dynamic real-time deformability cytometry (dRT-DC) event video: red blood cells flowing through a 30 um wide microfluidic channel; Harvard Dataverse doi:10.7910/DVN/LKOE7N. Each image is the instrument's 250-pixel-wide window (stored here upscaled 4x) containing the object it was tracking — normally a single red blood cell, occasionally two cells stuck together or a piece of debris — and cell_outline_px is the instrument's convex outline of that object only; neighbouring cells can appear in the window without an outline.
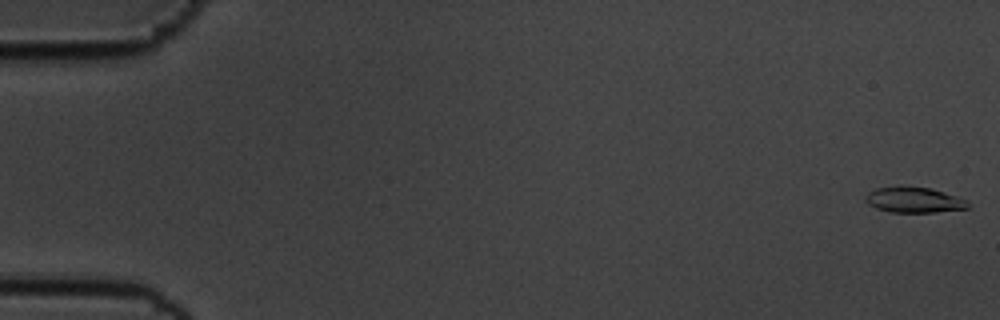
{"species": "common noctule bat (a hibernating species)", "species_latin": "Nyctalus noctula", "temperature_condition": "cold", "stored_images_in_passage": 57, "camera_frame_rate_fps": 3000, "um_per_image_px": 0.085, "animal": {"sex": "male", "body_mass_g": 19.5, "forearm_length_mm": 54.6}, "frame": {"image": 1, "passage_image": 1, "time_ms": 0.0, "image_size_px": [1000, 320], "cell_outline_px": [[968, 208], [936, 212], [892, 212], [876, 208], [868, 204], [864, 200], [868, 192], [876, 188], [900, 184], [932, 188], [968, 200]], "centroid_in_image_um": [77.66, 16.96], "position_along_channel_um": 7.3, "area_um2": 15.61}}
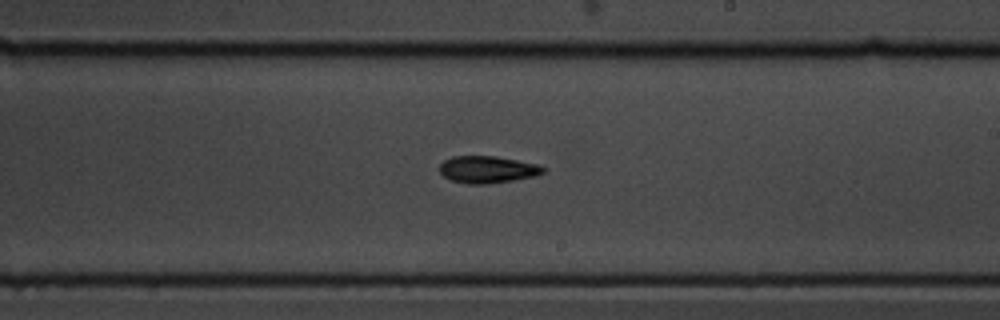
{"frame": {"image": 2, "passage_image": 34, "time_ms": 11.0, "image_size_px": [1000, 320], "cell_outline_px": [[548, 168], [544, 172], [536, 176], [488, 184], [468, 184], [452, 180], [444, 176], [440, 172], [440, 164], [444, 160], [452, 156], [496, 156], [540, 164]], "centroid_in_image_um": [41.48, 14.4], "position_along_channel_um": 247.5, "area_um2": 16.47}}
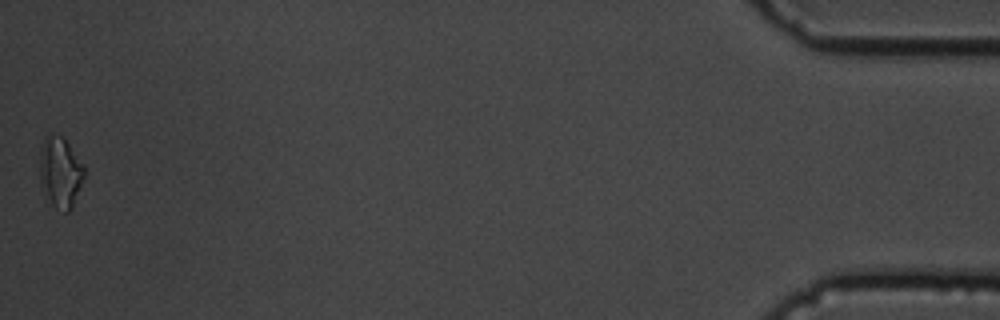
{"frame": {"image": 3, "passage_image": 57, "time_ms": 18.667, "image_size_px": [1000, 320], "cell_outline_px": [[84, 176], [72, 208], [68, 212], [64, 212], [56, 208], [52, 204], [40, 184], [40, 148], [44, 136], [64, 136], [84, 164]], "centroid_in_image_um": [5.13, 14.62], "position_along_channel_um": 430.1, "area_um2": 18.32}, "authors_computed_cell_mechanics": {"area_um2": 15.9528, "velocity_mm_per_s": 3.5507, "shape_relaxation_time_tau1_ms": 2.6577, "shape_relaxation_time_tau2_ms": null, "deformation_change_tau1": 0.0974, "deformation_change_tau2": null}}